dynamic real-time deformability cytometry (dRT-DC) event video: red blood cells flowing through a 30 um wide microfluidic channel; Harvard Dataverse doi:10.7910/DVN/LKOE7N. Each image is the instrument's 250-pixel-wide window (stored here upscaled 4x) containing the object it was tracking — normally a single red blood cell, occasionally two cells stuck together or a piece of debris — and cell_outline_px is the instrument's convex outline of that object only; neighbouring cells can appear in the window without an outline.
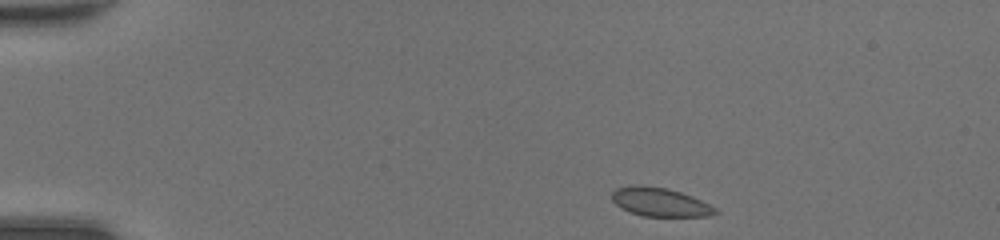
{"species": "common noctule bat (a hibernating species)", "species_latin": "Nyctalus noctula", "temperature_condition": "room temperature", "stored_images_in_passage": 40, "camera_frame_rate_fps": 3000, "um_per_image_px": 0.085, "animal": {"sex": "female", "body_mass_g": 20.0, "forearm_length_mm": 54.0}, "frame": {"image": 1, "passage_image": 1, "time_ms": 0.0, "image_size_px": [1000, 240], "cell_outline_px": [[720, 212], [712, 216], [644, 216], [620, 208], [612, 200], [612, 192], [616, 188], [628, 184], [640, 184], [668, 188], [692, 196], [716, 208]], "centroid_in_image_um": [56.08, 17.16], "position_along_channel_um": 28.9, "area_um2": 17.46}}
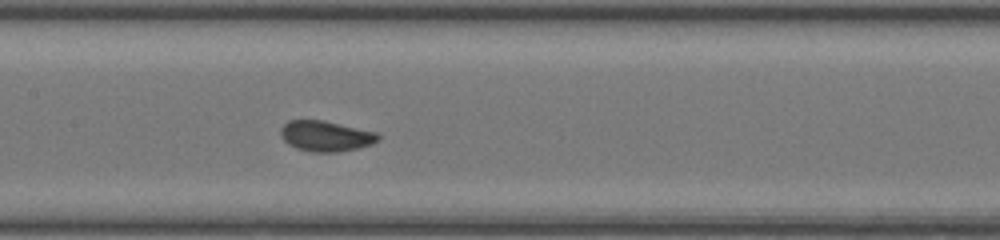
{"frame": {"image": 2, "passage_image": 17, "time_ms": 5.333, "image_size_px": [1000, 240], "cell_outline_px": [[380, 140], [372, 144], [356, 148], [336, 152], [312, 152], [296, 148], [288, 144], [280, 136], [280, 128], [288, 120], [324, 120], [376, 132], [380, 136]], "centroid_in_image_um": [27.67, 11.56], "position_along_channel_um": 179.7, "area_um2": 17.4}}
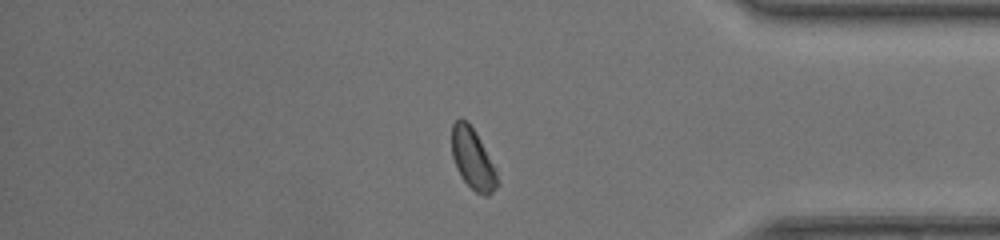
{"frame": {"image": 3, "passage_image": 33, "time_ms": 10.667, "image_size_px": [1000, 240], "cell_outline_px": [[500, 184], [488, 196], [484, 196], [476, 192], [460, 176], [456, 168], [452, 156], [452, 124], [460, 116], [468, 120], [476, 132], [496, 172]], "centroid_in_image_um": [40.16, 13.49], "position_along_channel_um": 395.0, "area_um2": 16.13}, "authors_computed_cell_mechanics": {"area_um2": 17.1955, "velocity_mm_per_s": 4.3937, "shape_relaxation_time_tau1_ms": 1.7981, "shape_relaxation_time_tau2_ms": null, "deformation_change_tau1": 0.0716, "deformation_change_tau2": null}}